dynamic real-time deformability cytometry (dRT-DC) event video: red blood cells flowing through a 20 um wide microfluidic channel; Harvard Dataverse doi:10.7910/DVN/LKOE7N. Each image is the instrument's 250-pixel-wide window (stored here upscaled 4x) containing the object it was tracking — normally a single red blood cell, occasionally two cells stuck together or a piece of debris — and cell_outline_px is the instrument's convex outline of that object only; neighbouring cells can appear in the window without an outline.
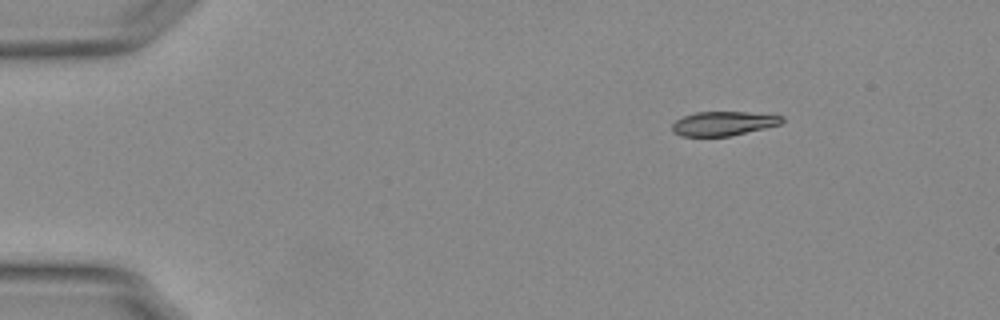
{"species": "Egyptian fruit bat (a non-hibernating species)", "species_latin": "Rousettus aegyptiacus", "temperature_condition": "warm", "stored_images_in_passage": 48, "camera_frame_rate_fps": 3000, "um_per_image_px": 0.085, "animal": {"sex": "female"}, "frame": {"image": 1, "passage_image": 1, "time_ms": 0.0, "image_size_px": [1000, 320], "cell_outline_px": [[784, 120], [780, 124], [764, 128], [728, 136], [680, 136], [672, 132], [672, 124], [676, 120], [684, 116], [696, 112], [744, 112], [784, 116]], "centroid_in_image_um": [61.45, 10.5], "position_along_channel_um": 23.5, "area_um2": 15.32}}
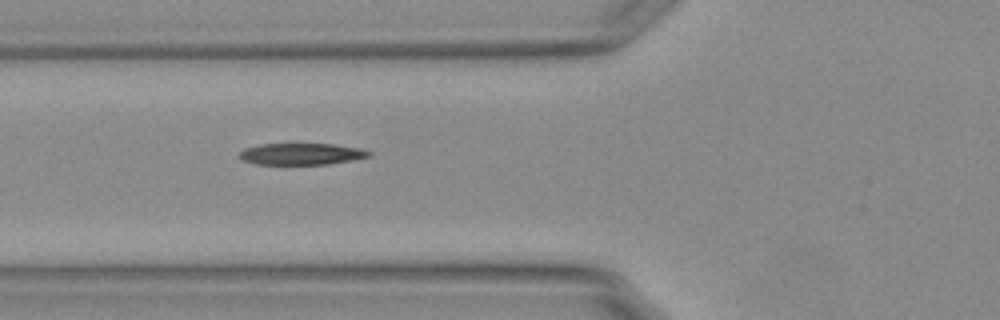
{"frame": {"image": 2, "passage_image": 14, "time_ms": 4.333, "image_size_px": [1000, 320], "cell_outline_px": [[372, 156], [352, 160], [328, 164], [256, 164], [244, 160], [236, 156], [244, 148], [260, 144], [332, 144], [364, 148], [372, 152]], "centroid_in_image_um": [25.66, 13.08], "position_along_channel_um": 100.1, "area_um2": 16.42}}
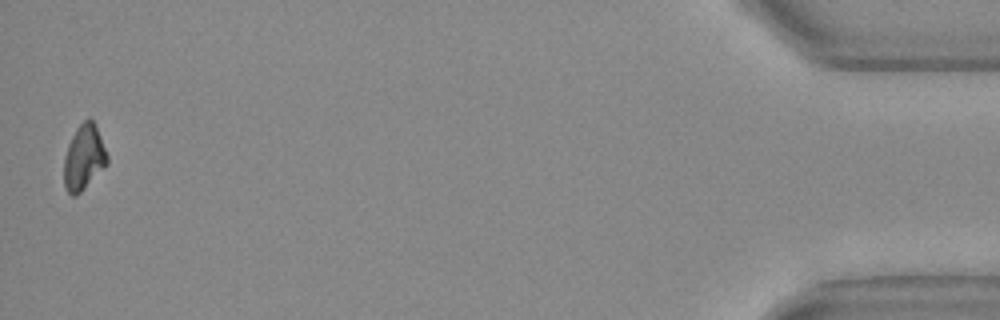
{"frame": {"image": 3, "passage_image": 47, "time_ms": 15.333, "image_size_px": [1000, 320], "cell_outline_px": [[108, 164], [76, 196], [72, 196], [68, 192], [64, 184], [64, 156], [68, 144], [76, 128], [88, 116], [96, 124], [108, 156]], "centroid_in_image_um": [7.13, 13.36], "position_along_channel_um": 428.1, "area_um2": 16.47}, "authors_computed_cell_mechanics": {"area_um2": 17.1377, "velocity_mm_per_s": 3.7819, "shape_relaxation_time_tau1_ms": 4.9116, "shape_relaxation_time_tau2_ms": null, "deformation_change_tau1": 0.1725, "deformation_change_tau2": null}}